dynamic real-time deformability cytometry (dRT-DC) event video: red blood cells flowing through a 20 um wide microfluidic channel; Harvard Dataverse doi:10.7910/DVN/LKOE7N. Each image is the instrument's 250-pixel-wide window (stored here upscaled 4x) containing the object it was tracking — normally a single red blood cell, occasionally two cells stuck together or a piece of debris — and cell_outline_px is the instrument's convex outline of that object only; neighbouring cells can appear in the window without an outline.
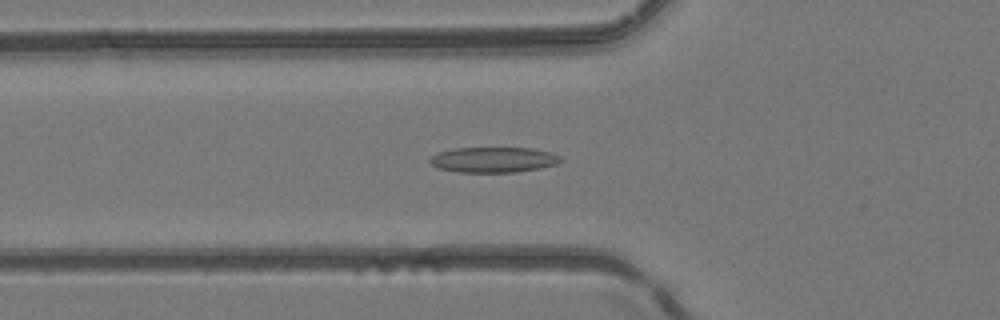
{"species": "common noctule bat (a hibernating species)", "species_latin": "Nyctalus noctula", "temperature_condition": "room temperature", "stored_images_in_passage": 37, "segment_of_instrument_passage": [1, 2], "camera_frame_rate_fps": 3000, "um_per_image_px": 0.085, "animal": {"sex": "female", "body_mass_g": 24.6, "forearm_length_mm": 56.2}, "frame": {"image": 1, "passage_image": 4, "time_ms": 1.0, "image_size_px": [1000, 320], "cell_outline_px": [[560, 160], [556, 164], [540, 168], [516, 172], [456, 172], [436, 168], [428, 160], [436, 152], [456, 148], [532, 148], [548, 152], [560, 156]], "centroid_in_image_um": [41.88, 13.58], "position_along_channel_um": 83.9, "area_um2": 19.31}}
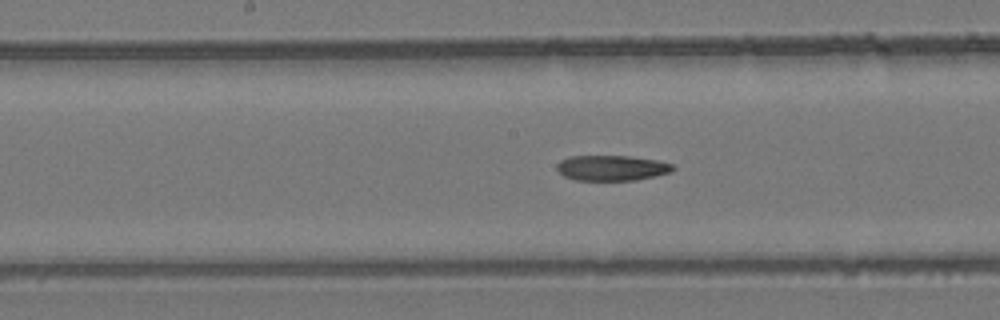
{"frame": {"image": 2, "passage_image": 12, "time_ms": 3.667, "image_size_px": [1000, 320], "cell_outline_px": [[676, 168], [672, 172], [636, 180], [572, 180], [564, 176], [556, 168], [556, 164], [560, 160], [568, 156], [628, 156], [656, 160], [672, 164]], "centroid_in_image_um": [51.98, 14.27], "position_along_channel_um": 196.2, "area_um2": 17.22}}
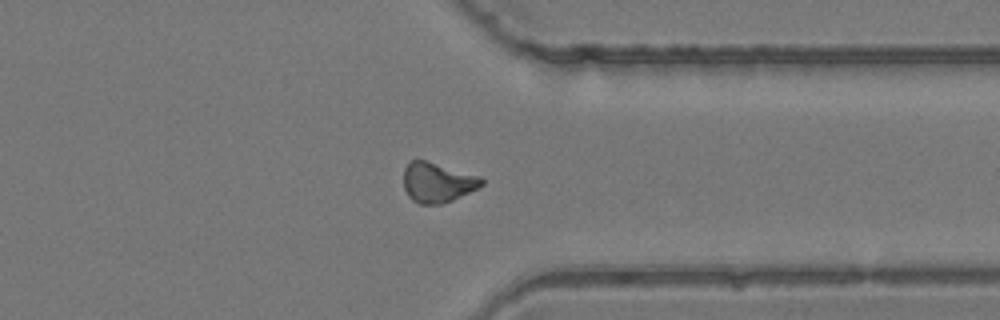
{"frame": {"image": 3, "passage_image": 25, "time_ms": 8.0, "image_size_px": [1000, 320], "cell_outline_px": [[484, 184], [452, 200], [440, 204], [420, 204], [412, 200], [408, 196], [404, 188], [404, 168], [412, 160], [424, 160], [480, 176], [484, 180]], "centroid_in_image_um": [37.16, 15.51], "position_along_channel_um": 374.2, "area_um2": 17.86}}